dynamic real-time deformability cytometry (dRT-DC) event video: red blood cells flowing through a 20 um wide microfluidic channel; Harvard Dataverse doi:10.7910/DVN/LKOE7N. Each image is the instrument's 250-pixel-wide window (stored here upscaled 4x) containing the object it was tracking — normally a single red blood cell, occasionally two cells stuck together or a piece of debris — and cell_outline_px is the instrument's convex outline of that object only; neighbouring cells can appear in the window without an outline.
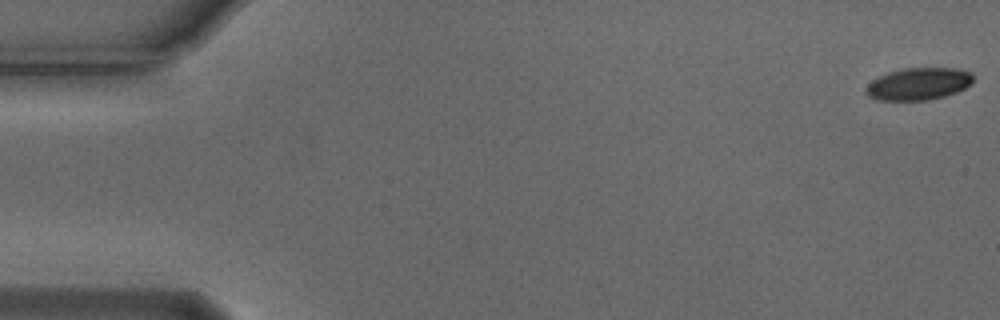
{"species": "Egyptian fruit bat (a non-hibernating species)", "species_latin": "Rousettus aegyptiacus", "temperature_condition": "cold", "stored_images_in_passage": 5, "camera_frame_rate_fps": 3000, "um_per_image_px": 0.085, "animal": {"sex": "male"}, "frame": {"image": 1, "passage_image": 1, "time_ms": 0.0, "image_size_px": [1000, 320], "cell_outline_px": [[972, 84], [956, 92], [944, 96], [928, 100], [876, 100], [868, 96], [864, 92], [864, 88], [872, 80], [888, 72], [904, 68], [956, 68], [968, 72], [972, 76]], "centroid_in_image_um": [78.03, 7.13], "position_along_channel_um": 7.0, "area_um2": 20.11}}
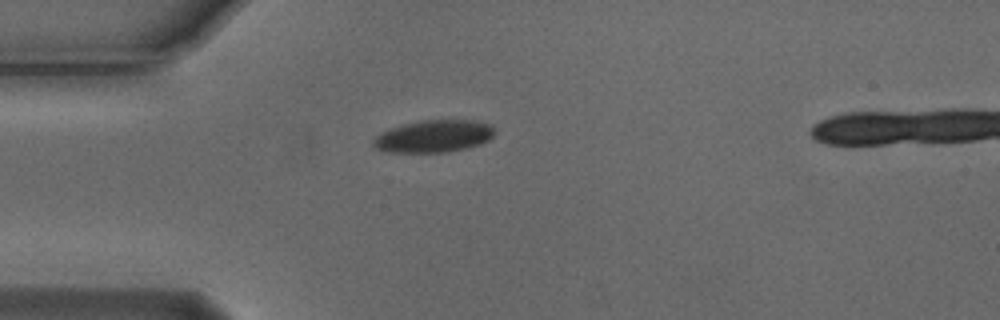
{"frame": {"image": 2, "passage_image": 4, "time_ms": 1.0, "image_size_px": [1000, 320], "cell_outline_px": [[496, 132], [488, 140], [480, 144], [448, 152], [388, 152], [376, 148], [372, 144], [372, 140], [380, 132], [388, 128], [420, 120], [476, 120], [492, 124]], "centroid_in_image_um": [36.87, 11.56], "position_along_channel_um": 48.1, "area_um2": 23.0}}